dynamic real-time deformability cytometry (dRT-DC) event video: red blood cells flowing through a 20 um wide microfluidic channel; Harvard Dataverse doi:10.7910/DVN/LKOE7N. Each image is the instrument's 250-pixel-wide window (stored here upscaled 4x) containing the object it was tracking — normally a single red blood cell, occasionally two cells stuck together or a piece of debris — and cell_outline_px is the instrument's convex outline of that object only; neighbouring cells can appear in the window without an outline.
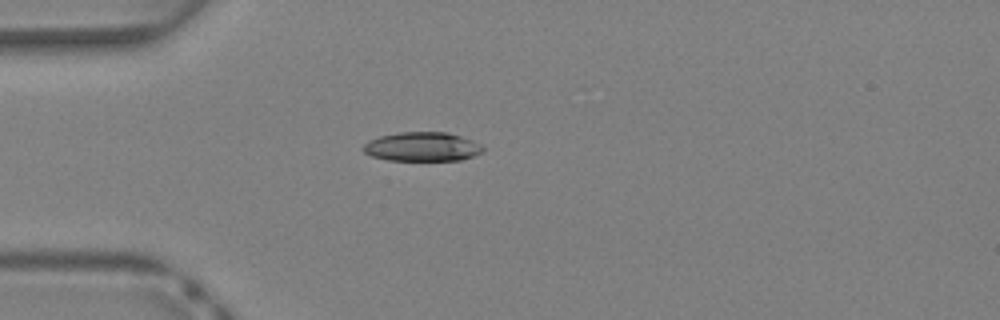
{"species": "Egyptian fruit bat (a non-hibernating species)", "species_latin": "Rousettus aegyptiacus", "temperature_condition": "warm", "stored_images_in_passage": 33, "camera_frame_rate_fps": 3000, "um_per_image_px": 0.085, "animal": {"sex": "female"}, "frame": {"image": 1, "passage_image": 4, "time_ms": 1.0, "image_size_px": [1000, 320], "cell_outline_px": [[484, 152], [460, 160], [388, 160], [372, 156], [364, 152], [364, 144], [368, 140], [380, 136], [396, 132], [448, 132], [472, 140], [480, 144], [484, 148]], "centroid_in_image_um": [35.89, 12.46], "position_along_channel_um": 49.1, "area_um2": 20.29}}
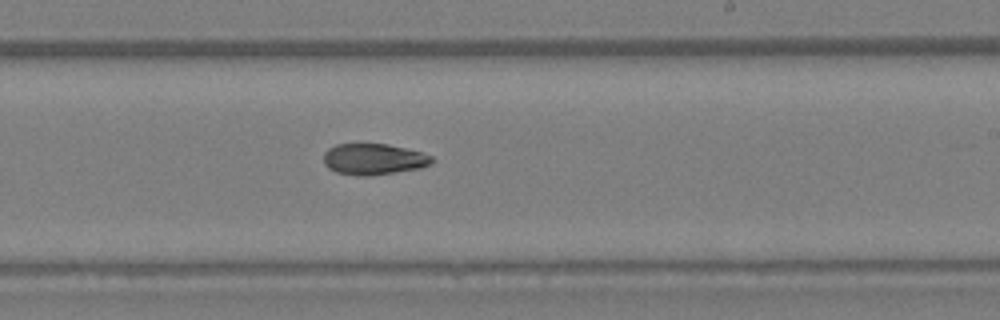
{"frame": {"image": 2, "passage_image": 17, "time_ms": 5.333, "image_size_px": [1000, 320], "cell_outline_px": [[436, 160], [432, 164], [420, 168], [368, 176], [360, 176], [336, 172], [328, 168], [324, 164], [324, 152], [328, 148], [336, 144], [388, 144], [420, 152], [432, 156]], "centroid_in_image_um": [31.76, 13.53], "position_along_channel_um": 257.2, "area_um2": 19.65}}
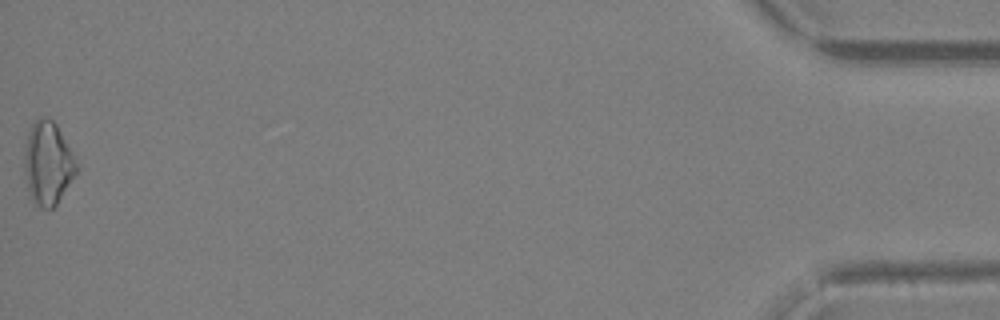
{"frame": {"image": 3, "passage_image": 33, "time_ms": 10.667, "image_size_px": [1000, 320], "cell_outline_px": [[76, 172], [56, 204], [52, 208], [40, 208], [36, 204], [28, 192], [24, 168], [24, 148], [28, 132], [32, 124], [40, 116], [52, 120], [56, 124], [76, 164]], "centroid_in_image_um": [4.01, 13.88], "position_along_channel_um": 431.2, "area_um2": 24.51}}